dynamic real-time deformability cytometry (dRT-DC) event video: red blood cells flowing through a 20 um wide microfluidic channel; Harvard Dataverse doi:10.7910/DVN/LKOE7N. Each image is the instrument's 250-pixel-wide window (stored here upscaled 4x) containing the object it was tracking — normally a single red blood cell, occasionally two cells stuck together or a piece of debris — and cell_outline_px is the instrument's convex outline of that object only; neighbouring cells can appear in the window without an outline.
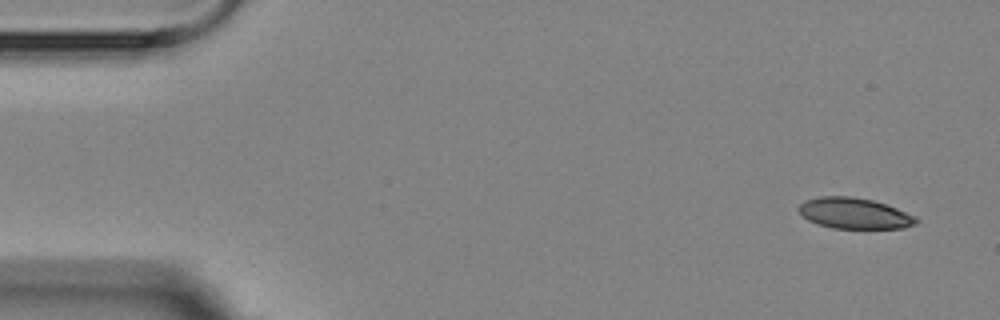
{"species": "Egyptian fruit bat (a non-hibernating species)", "species_latin": "Rousettus aegyptiacus", "temperature_condition": "room temperature", "stored_images_in_passage": 11, "camera_frame_rate_fps": 3000, "um_per_image_px": 0.085, "animal": {"sex": "female"}, "frame": {"image": 1, "passage_image": 1, "time_ms": 0.0, "image_size_px": [1000, 320], "cell_outline_px": [[920, 220], [916, 224], [904, 228], [832, 228], [816, 224], [808, 220], [796, 208], [804, 200], [820, 196], [848, 196], [872, 200], [896, 208], [916, 216]], "centroid_in_image_um": [72.61, 18.13], "position_along_channel_um": 12.4, "area_um2": 21.15}}
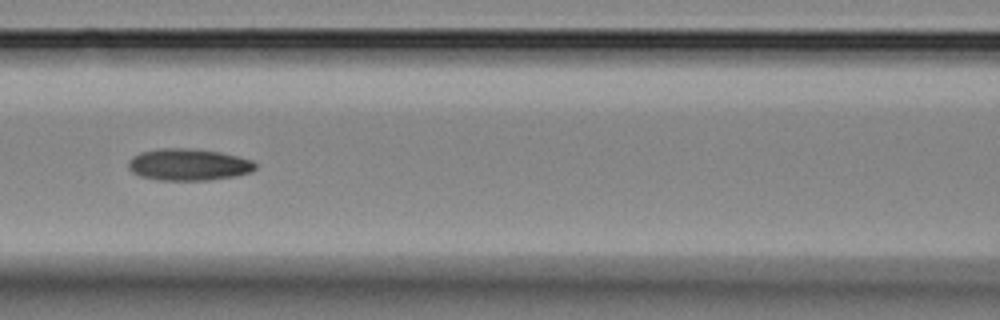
{"frame": {"image": 2, "passage_image": 7, "time_ms": 7.0, "image_size_px": [1000, 320], "cell_outline_px": [[256, 168], [252, 172], [236, 176], [208, 180], [160, 180], [140, 176], [132, 172], [128, 168], [128, 160], [132, 156], [140, 152], [160, 148], [188, 148], [220, 152], [252, 160], [256, 164]], "centroid_in_image_um": [16.01, 13.99], "position_along_channel_um": 150.6, "area_um2": 23.64}}
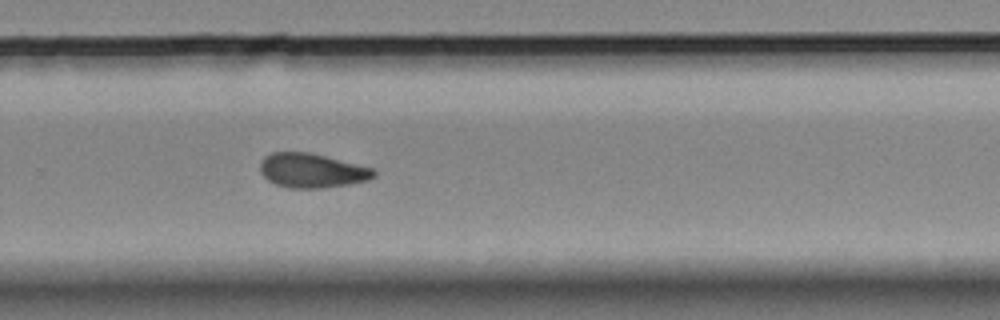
{"frame": {"image": 3, "passage_image": 11, "time_ms": 11.333, "image_size_px": [1000, 320], "cell_outline_px": [[376, 176], [368, 180], [348, 184], [320, 188], [288, 188], [276, 184], [268, 180], [260, 172], [260, 164], [264, 156], [272, 152], [308, 152], [372, 168], [376, 172]], "centroid_in_image_um": [26.48, 14.5], "position_along_channel_um": 303.3, "area_um2": 22.54}}